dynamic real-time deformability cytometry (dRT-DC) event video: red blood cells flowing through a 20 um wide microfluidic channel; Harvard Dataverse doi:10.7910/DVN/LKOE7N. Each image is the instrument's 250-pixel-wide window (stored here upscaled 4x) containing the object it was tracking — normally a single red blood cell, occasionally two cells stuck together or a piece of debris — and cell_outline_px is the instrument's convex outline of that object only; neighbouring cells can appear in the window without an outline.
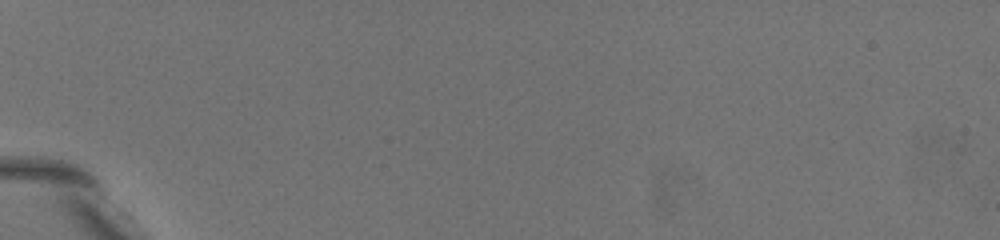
{"species": "common noctule bat (a hibernating species)", "species_latin": "Nyctalus noctula", "temperature_condition": "warm", "stored_images_in_passage": 2, "camera_frame_rate_fps": 3000, "um_per_image_px": 0.085, "animal": {"sex": "female", "body_mass_g": 19.5, "forearm_length_mm": 54.1}, "frame": {"image": 1, "passage_image": 2, "time_ms": 0.333, "image_size_px": [1000, 240], "cell_outline_px": [[192, 224], [172, 212], [120, 168], [96, 136], [112, 136], [132, 144], [144, 152], [184, 204], [192, 216]], "centroid_in_image_um": [12.3, 14.78], "position_along_channel_um": 72.7, "area_um2": 16.88}}